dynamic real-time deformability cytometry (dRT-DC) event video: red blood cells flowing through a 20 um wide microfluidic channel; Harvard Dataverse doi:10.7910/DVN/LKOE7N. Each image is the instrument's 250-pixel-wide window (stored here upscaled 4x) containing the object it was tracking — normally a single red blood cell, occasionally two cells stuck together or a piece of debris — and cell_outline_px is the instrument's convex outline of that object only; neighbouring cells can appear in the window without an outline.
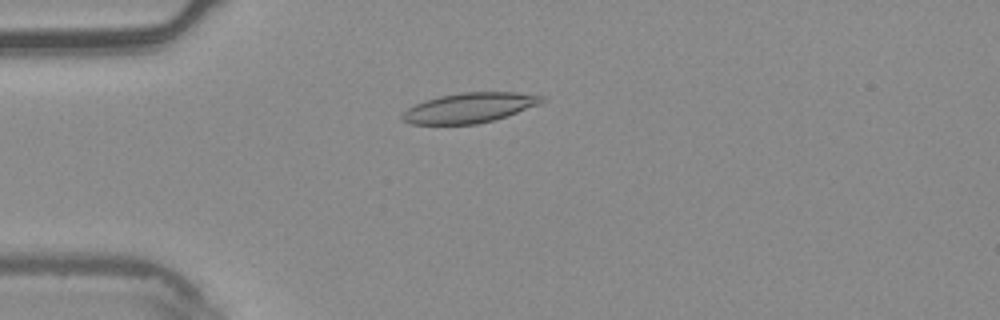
{"species": "common noctule bat (a hibernating species)", "species_latin": "Nyctalus noctula", "temperature_condition": "warm", "stored_images_in_passage": 2, "camera_frame_rate_fps": 3000, "um_per_image_px": 0.085, "animal": {"sex": "male", "body_mass_g": 20.4}, "frame": {"image": 1, "passage_image": 2, "time_ms": 0.333, "image_size_px": [1000, 320], "cell_outline_px": [[544, 100], [540, 104], [492, 120], [476, 124], [408, 124], [400, 116], [408, 108], [424, 100], [440, 96], [460, 92], [516, 92], [544, 96]], "centroid_in_image_um": [39.88, 9.15], "position_along_channel_um": 45.1, "area_um2": 24.1}}